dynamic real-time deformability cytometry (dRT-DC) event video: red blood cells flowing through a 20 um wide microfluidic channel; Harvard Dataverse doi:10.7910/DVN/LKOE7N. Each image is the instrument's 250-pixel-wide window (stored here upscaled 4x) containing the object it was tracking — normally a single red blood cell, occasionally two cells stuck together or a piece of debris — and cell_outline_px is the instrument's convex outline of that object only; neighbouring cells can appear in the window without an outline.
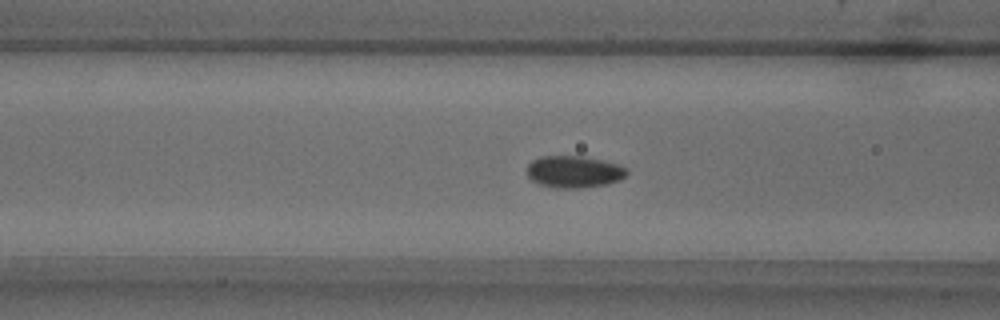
{"species": "common noctule bat (a hibernating species)", "species_latin": "Nyctalus noctula", "temperature_condition": "warm", "stored_images_in_passage": 53, "camera_frame_rate_fps": 3000, "um_per_image_px": 0.085, "animal": {"sex": "male", "body_mass_g": 18.8}, "frame": {"image": 1, "passage_image": 19, "time_ms": 6.0, "image_size_px": [1000, 320], "cell_outline_px": [[628, 172], [620, 180], [608, 184], [576, 188], [556, 188], [540, 184], [532, 180], [528, 176], [528, 164], [532, 160], [540, 156], [584, 156], [620, 164], [628, 168]], "centroid_in_image_um": [48.82, 14.59], "position_along_channel_um": 117.8, "area_um2": 18.67}}
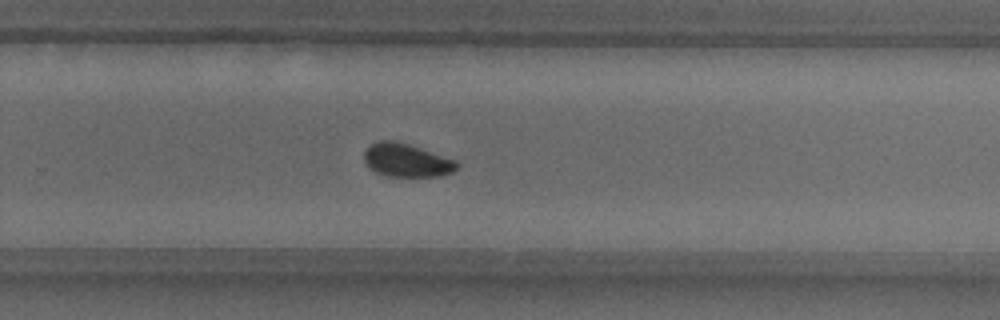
{"frame": {"image": 2, "passage_image": 33, "time_ms": 10.667, "image_size_px": [1000, 320], "cell_outline_px": [[460, 164], [452, 172], [440, 176], [388, 176], [376, 172], [368, 168], [364, 160], [364, 152], [372, 144], [380, 140], [396, 140], [456, 160]], "centroid_in_image_um": [34.55, 13.62], "position_along_channel_um": 295.3, "area_um2": 17.92}}
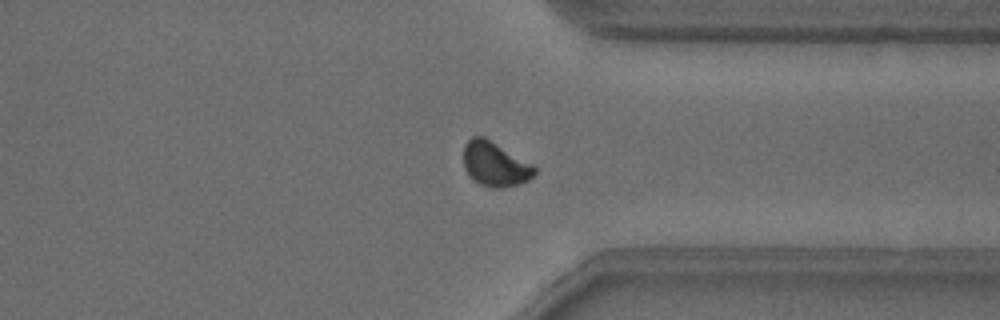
{"frame": {"image": 3, "passage_image": 39, "time_ms": 12.667, "image_size_px": [1000, 320], "cell_outline_px": [[536, 172], [528, 180], [520, 184], [500, 188], [492, 188], [480, 184], [472, 180], [468, 176], [464, 168], [464, 144], [472, 136], [484, 136], [532, 164], [536, 168]], "centroid_in_image_um": [42.05, 13.96], "position_along_channel_um": 369.4, "area_um2": 18.5}, "authors_computed_cell_mechanics": {"area_um2": 18.0914, "velocity_mm_per_s": 3.8064, "shape_relaxation_time_tau1_ms": 1.7303, "shape_relaxation_time_tau2_ms": null, "deformation_change_tau1": 0.0614, "deformation_change_tau2": null}}